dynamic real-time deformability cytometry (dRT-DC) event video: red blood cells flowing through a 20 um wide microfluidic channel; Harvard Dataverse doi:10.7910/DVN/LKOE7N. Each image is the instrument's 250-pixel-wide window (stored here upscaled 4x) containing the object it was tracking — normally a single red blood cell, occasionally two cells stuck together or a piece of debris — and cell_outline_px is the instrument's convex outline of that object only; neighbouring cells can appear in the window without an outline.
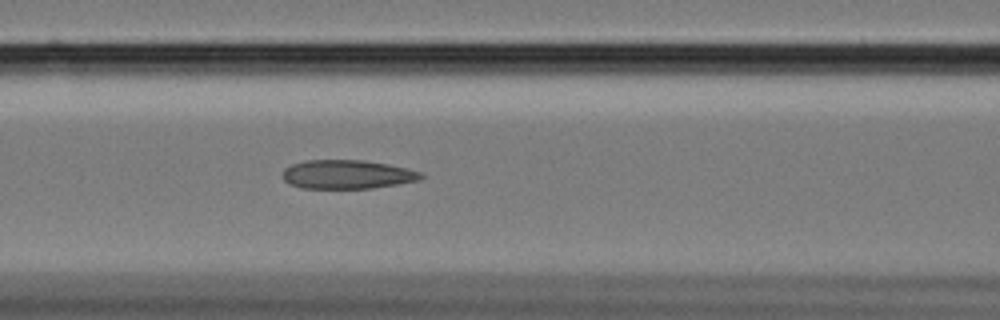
{"species": "Egyptian fruit bat (a non-hibernating species)", "species_latin": "Rousettus aegyptiacus", "temperature_condition": "cold", "stored_images_in_passage": 56, "camera_frame_rate_fps": 3000, "um_per_image_px": 0.085, "animal": {"sex": "female"}, "frame": {"image": 1, "passage_image": 23, "time_ms": 7.333, "image_size_px": [1000, 320], "cell_outline_px": [[424, 176], [420, 180], [372, 188], [300, 188], [288, 184], [284, 180], [284, 168], [292, 164], [308, 160], [364, 160], [388, 164], [420, 172]], "centroid_in_image_um": [29.49, 14.82], "position_along_channel_um": 137.1, "area_um2": 23.12}}
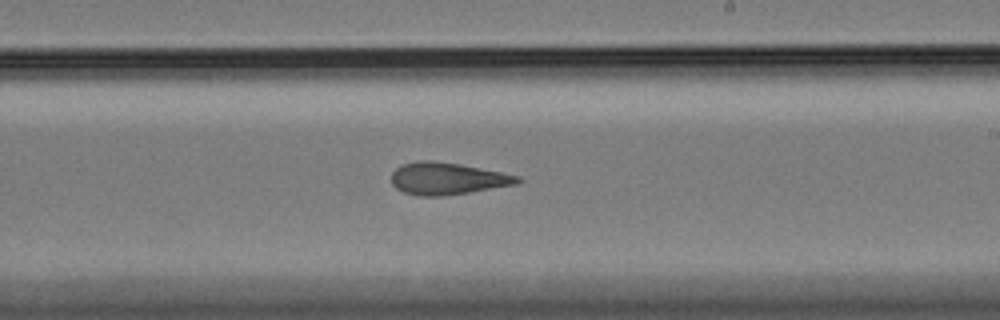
{"frame": {"image": 2, "passage_image": 33, "time_ms": 10.667, "image_size_px": [1000, 320], "cell_outline_px": [[524, 180], [516, 184], [468, 192], [440, 196], [416, 196], [404, 192], [396, 188], [392, 184], [392, 172], [396, 168], [404, 164], [420, 160], [428, 160], [460, 164], [520, 176]], "centroid_in_image_um": [38.01, 15.18], "position_along_channel_um": 251.0, "area_um2": 23.35}}
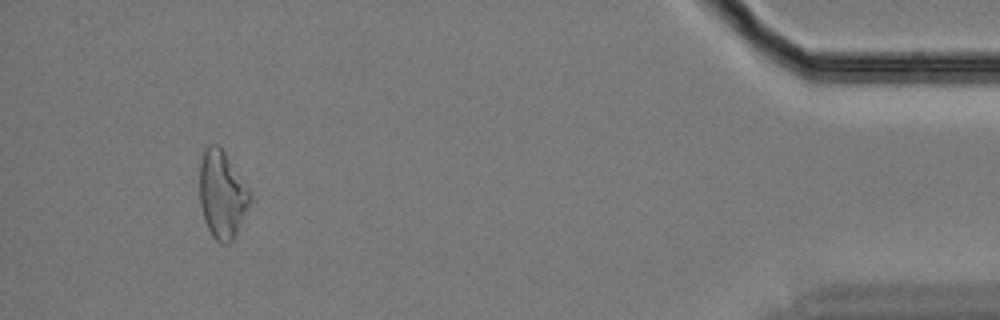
{"frame": {"image": 3, "passage_image": 53, "time_ms": 17.333, "image_size_px": [1000, 320], "cell_outline_px": [[252, 200], [232, 244], [220, 244], [212, 236], [204, 220], [200, 204], [200, 160], [204, 148], [208, 144], [220, 144], [248, 188], [252, 196]], "centroid_in_image_um": [18.88, 16.54], "position_along_channel_um": 416.3, "area_um2": 26.13}, "authors_computed_cell_mechanics": {"area_um2": 24.3627, "velocity_mm_per_s": 3.4253, "shape_relaxation_time_tau1_ms": null, "shape_relaxation_time_tau2_ms": 3.735, "deformation_change_tau1": null, "deformation_change_tau2": 0.1313}}